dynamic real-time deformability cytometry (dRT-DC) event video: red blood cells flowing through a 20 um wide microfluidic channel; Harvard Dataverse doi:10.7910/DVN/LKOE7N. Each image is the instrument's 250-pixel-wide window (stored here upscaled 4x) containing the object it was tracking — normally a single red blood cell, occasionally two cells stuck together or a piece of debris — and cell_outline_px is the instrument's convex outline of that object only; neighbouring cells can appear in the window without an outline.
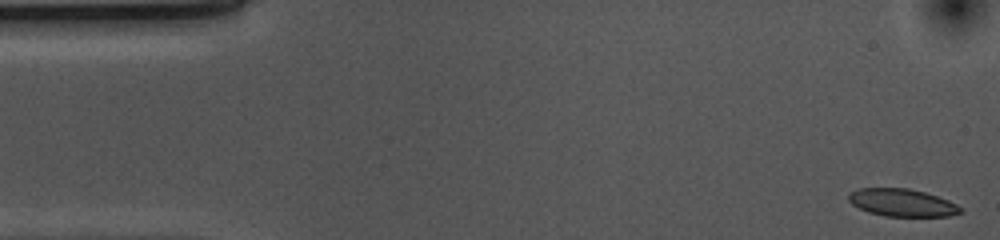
{"species": "common noctule bat (a hibernating species)", "species_latin": "Nyctalus noctula", "temperature_condition": "cold", "stored_images_in_passage": 53, "camera_frame_rate_fps": 3000, "um_per_image_px": 0.085, "animal": {"sex": "female", "body_mass_g": 10.0, "forearm_length_mm": 53.1}, "frame": {"image": 1, "passage_image": 1, "time_ms": 0.0, "image_size_px": [1000, 240], "cell_outline_px": [[964, 212], [948, 216], [884, 216], [868, 212], [852, 204], [848, 200], [848, 196], [852, 192], [860, 188], [908, 188], [924, 192], [948, 200], [964, 208]], "centroid_in_image_um": [76.71, 17.23], "position_along_channel_um": 8.3, "area_um2": 17.92}}
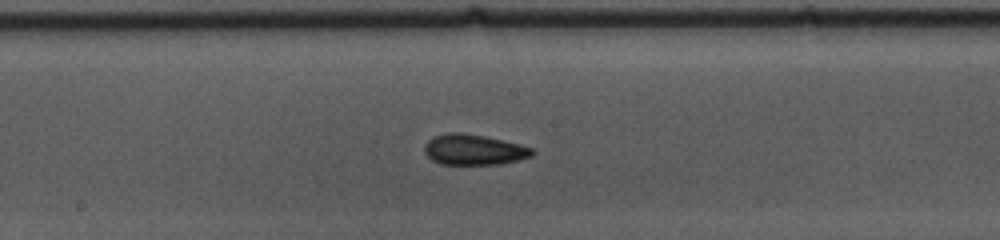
{"frame": {"image": 2, "passage_image": 26, "time_ms": 8.333, "image_size_px": [1000, 240], "cell_outline_px": [[536, 152], [532, 156], [500, 164], [440, 164], [432, 160], [424, 152], [424, 148], [428, 140], [432, 136], [448, 132], [460, 132], [484, 136], [532, 148]], "centroid_in_image_um": [40.23, 12.72], "position_along_channel_um": 208.0, "area_um2": 19.02}}
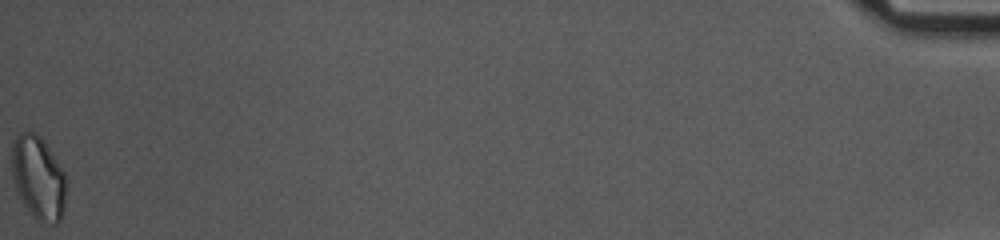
{"frame": {"image": 3, "passage_image": 53, "time_ms": 17.333, "image_size_px": [1000, 240], "cell_outline_px": [[64, 212], [60, 220], [56, 224], [40, 224], [28, 212], [12, 180], [12, 140], [20, 132], [32, 132], [40, 136], [44, 140], [64, 172]], "centroid_in_image_um": [3.23, 15.14], "position_along_channel_um": 432.0, "area_um2": 26.53}, "authors_computed_cell_mechanics": {"area_um2": 19.0162, "velocity_mm_per_s": 3.6821, "shape_relaxation_time_tau1_ms": 4.4082, "shape_relaxation_time_tau2_ms": 2.5017, "deformation_change_tau1": 0.091, "deformation_change_tau2": 0.0842}}